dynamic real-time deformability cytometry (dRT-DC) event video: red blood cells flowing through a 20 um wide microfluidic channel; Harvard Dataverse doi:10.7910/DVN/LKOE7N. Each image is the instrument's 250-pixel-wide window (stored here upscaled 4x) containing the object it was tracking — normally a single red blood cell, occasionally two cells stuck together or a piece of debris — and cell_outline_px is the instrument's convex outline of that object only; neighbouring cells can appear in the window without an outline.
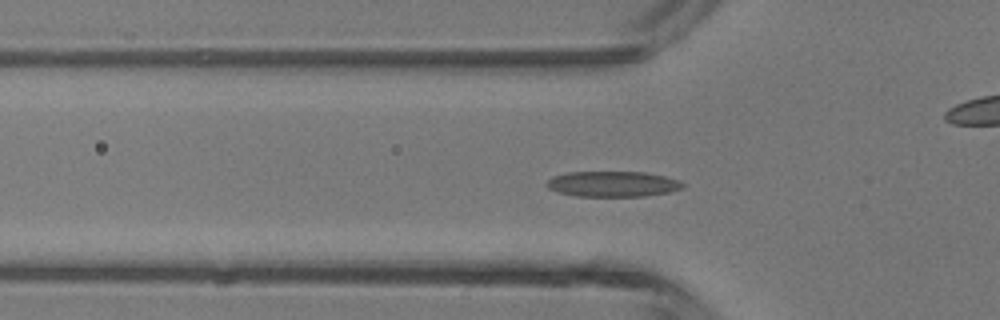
{"species": "common noctule bat (a hibernating species)", "species_latin": "Nyctalus noctula", "temperature_condition": "room temperature", "stored_images_in_passage": 47, "camera_frame_rate_fps": 3000, "um_per_image_px": 0.085, "animal": {"sex": "male", "body_mass_g": 13.3}, "frame": {"image": 1, "passage_image": 15, "time_ms": 4.667, "image_size_px": [1000, 320], "cell_outline_px": [[684, 188], [668, 192], [644, 196], [576, 196], [556, 192], [548, 188], [544, 184], [552, 176], [568, 172], [644, 172], [664, 176], [680, 180], [684, 184]], "centroid_in_image_um": [52.05, 15.64], "position_along_channel_um": 73.7, "area_um2": 20.35}}
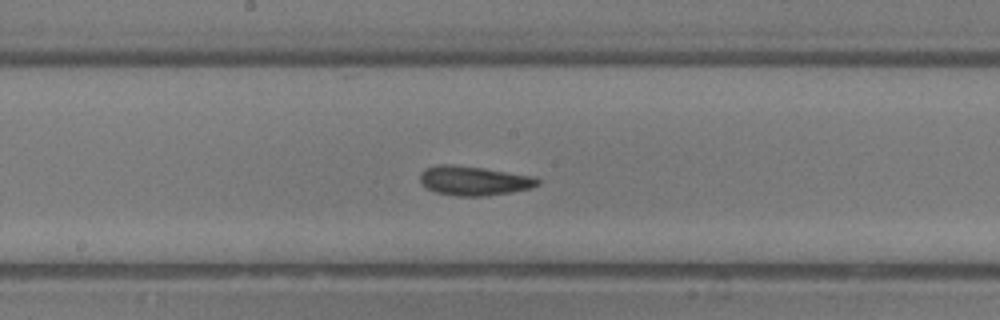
{"frame": {"image": 2, "passage_image": 24, "time_ms": 7.667, "image_size_px": [1000, 320], "cell_outline_px": [[540, 184], [532, 188], [512, 192], [488, 196], [456, 196], [436, 192], [420, 184], [420, 172], [424, 168], [436, 164], [452, 164], [484, 168], [536, 176], [540, 180]], "centroid_in_image_um": [40.29, 15.35], "position_along_channel_um": 207.9, "area_um2": 20.52}}
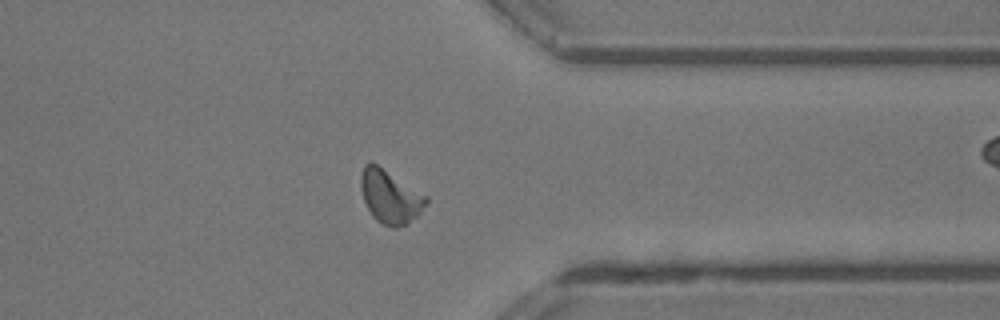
{"frame": {"image": 3, "passage_image": 36, "time_ms": 11.667, "image_size_px": [1000, 320], "cell_outline_px": [[428, 204], [408, 224], [396, 228], [392, 228], [376, 220], [372, 216], [364, 200], [360, 188], [360, 176], [364, 164], [376, 164], [428, 196]], "centroid_in_image_um": [33.17, 16.74], "position_along_channel_um": 378.2, "area_um2": 20.17}, "authors_computed_cell_mechanics": {"area_um2": 19.7098, "velocity_mm_per_s": 4.4437, "shape_relaxation_time_tau1_ms": 3.3861, "shape_relaxation_time_tau2_ms": 2.489, "deformation_change_tau1": 0.1171, "deformation_change_tau2": 0.101}}